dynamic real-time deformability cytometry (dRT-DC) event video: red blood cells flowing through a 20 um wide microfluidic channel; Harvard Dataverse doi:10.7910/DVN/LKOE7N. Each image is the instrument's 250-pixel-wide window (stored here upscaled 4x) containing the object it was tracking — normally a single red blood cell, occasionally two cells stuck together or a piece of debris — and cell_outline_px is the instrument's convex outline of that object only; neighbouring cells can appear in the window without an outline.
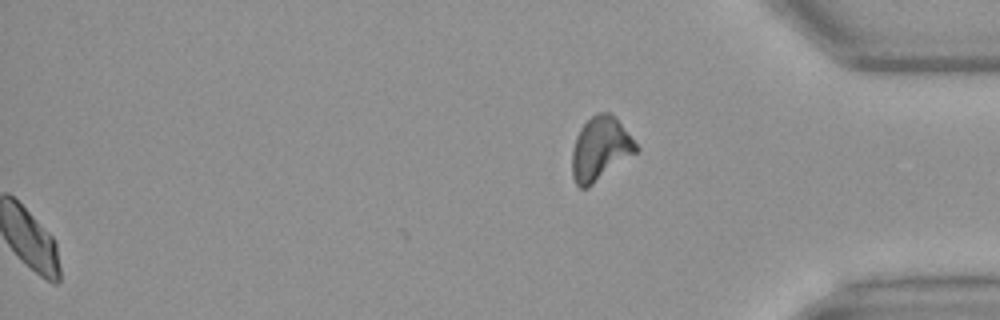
{"species": "Egyptian fruit bat (a non-hibernating species)", "species_latin": "Rousettus aegyptiacus", "temperature_condition": "warm", "stored_images_in_passage": 42, "segment_of_instrument_passage": [2, 2], "camera_frame_rate_fps": 3000, "um_per_image_px": 0.085, "animal": {"sex": "female"}, "frame": {"image": 1, "passage_image": 42, "time_ms": 13.667, "image_size_px": [1000, 320], "cell_outline_px": [[640, 148], [636, 152], [588, 188], [580, 188], [576, 184], [572, 176], [572, 152], [576, 136], [580, 128], [596, 112], [608, 112], [616, 116]], "centroid_in_image_um": [51.02, 12.63], "position_along_channel_um": 384.2, "area_um2": 23.7}}